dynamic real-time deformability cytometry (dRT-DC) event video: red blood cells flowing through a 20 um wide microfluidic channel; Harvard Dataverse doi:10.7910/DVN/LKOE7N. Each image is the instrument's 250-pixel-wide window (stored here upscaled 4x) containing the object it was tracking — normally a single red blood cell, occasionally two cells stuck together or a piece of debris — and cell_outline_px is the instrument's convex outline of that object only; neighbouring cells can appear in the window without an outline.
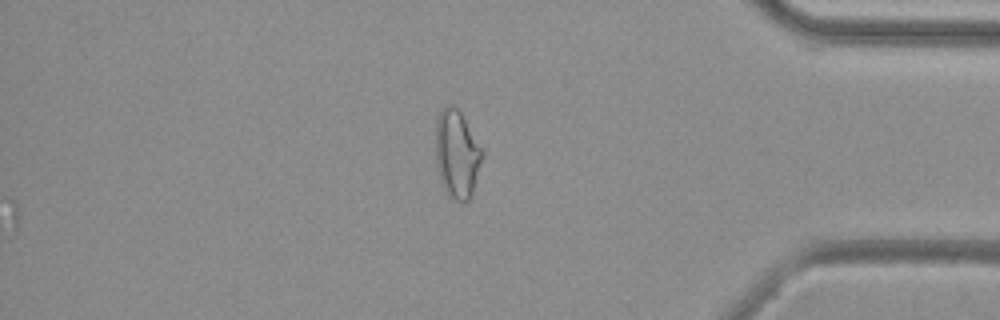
{"species": "common noctule bat (a hibernating species)", "species_latin": "Nyctalus noctula", "temperature_condition": "cold", "stored_images_in_passage": 52, "camera_frame_rate_fps": 3000, "um_per_image_px": 0.085, "animal": {"sex": "female", "body_mass_g": 29.2, "forearm_length_mm": 56.3}, "frame": {"image": 1, "passage_image": 52, "time_ms": 17.0, "image_size_px": [1000, 320], "cell_outline_px": [[484, 152], [472, 192], [468, 200], [456, 200], [444, 188], [436, 164], [436, 116], [440, 108], [452, 104], [460, 112]], "centroid_in_image_um": [38.82, 13.02], "position_along_channel_um": 396.4, "area_um2": 23.35}}